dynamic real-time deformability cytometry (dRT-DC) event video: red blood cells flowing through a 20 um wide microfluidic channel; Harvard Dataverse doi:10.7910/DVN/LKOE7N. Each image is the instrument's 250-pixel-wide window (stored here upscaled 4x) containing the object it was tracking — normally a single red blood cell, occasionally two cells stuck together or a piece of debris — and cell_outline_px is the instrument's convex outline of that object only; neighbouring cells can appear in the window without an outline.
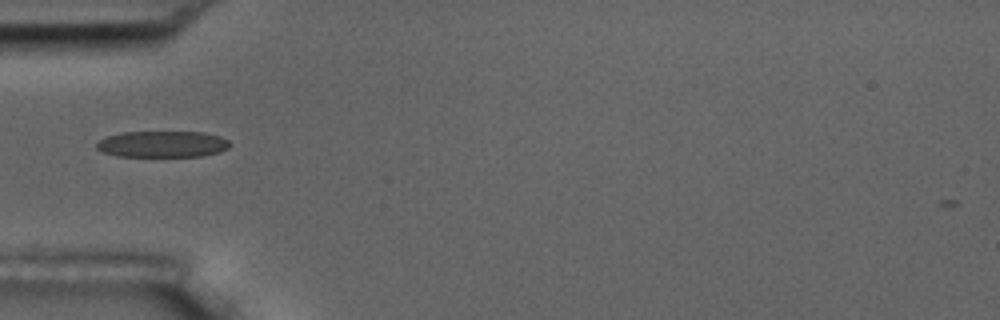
{"species": "common noctule bat (a hibernating species)", "species_latin": "Nyctalus noctula", "temperature_condition": "room temperature", "stored_images_in_passage": 39, "camera_frame_rate_fps": 3000, "um_per_image_px": 0.085, "animal": {"sex": "male", "body_mass_g": 17.5, "forearm_length_mm": 52.3}, "frame": {"image": 1, "passage_image": 1, "time_ms": 0.0, "image_size_px": [1000, 320], "cell_outline_px": [[232, 144], [228, 148], [220, 152], [200, 156], [116, 156], [104, 152], [96, 148], [96, 144], [100, 140], [108, 136], [124, 132], [204, 132], [220, 136], [228, 140]], "centroid_in_image_um": [13.85, 12.25], "position_along_channel_um": 71.2, "area_um2": 20.4}}
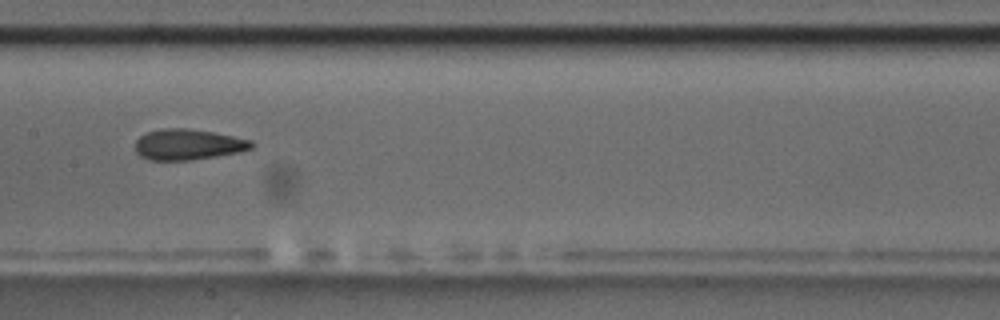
{"frame": {"image": 2, "passage_image": 11, "time_ms": 3.333, "image_size_px": [1000, 320], "cell_outline_px": [[256, 144], [252, 148], [240, 152], [192, 160], [148, 160], [140, 156], [136, 152], [136, 140], [140, 136], [148, 132], [164, 128], [184, 128], [212, 132], [252, 140]], "centroid_in_image_um": [16.0, 12.29], "position_along_channel_um": 191.4, "area_um2": 20.81}}
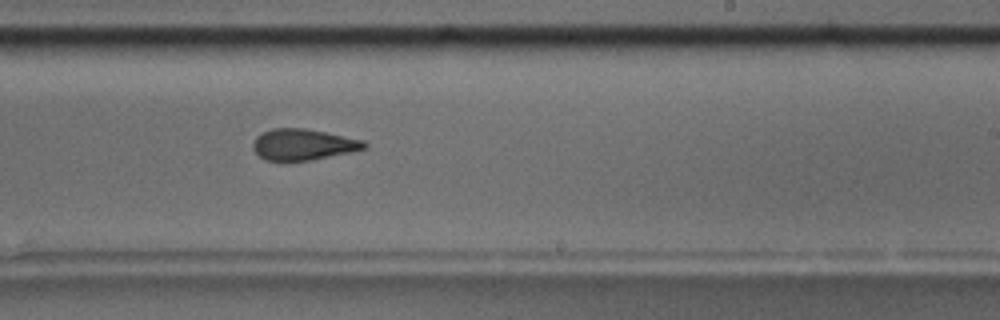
{"frame": {"image": 3, "passage_image": 17, "time_ms": 5.333, "image_size_px": [1000, 320], "cell_outline_px": [[368, 148], [352, 152], [312, 160], [264, 160], [252, 148], [252, 144], [256, 136], [272, 128], [304, 128], [364, 140], [368, 144]], "centroid_in_image_um": [25.79, 12.28], "position_along_channel_um": 263.2, "area_um2": 20.17}, "authors_computed_cell_mechanics": {"area_um2": 20.8658, "velocity_mm_per_s": 3.6009, "shape_relaxation_time_tau1_ms": 10.2785, "shape_relaxation_time_tau2_ms": 1.8628, "deformation_change_tau1": 0.2202, "deformation_change_tau2": 0.0874}}